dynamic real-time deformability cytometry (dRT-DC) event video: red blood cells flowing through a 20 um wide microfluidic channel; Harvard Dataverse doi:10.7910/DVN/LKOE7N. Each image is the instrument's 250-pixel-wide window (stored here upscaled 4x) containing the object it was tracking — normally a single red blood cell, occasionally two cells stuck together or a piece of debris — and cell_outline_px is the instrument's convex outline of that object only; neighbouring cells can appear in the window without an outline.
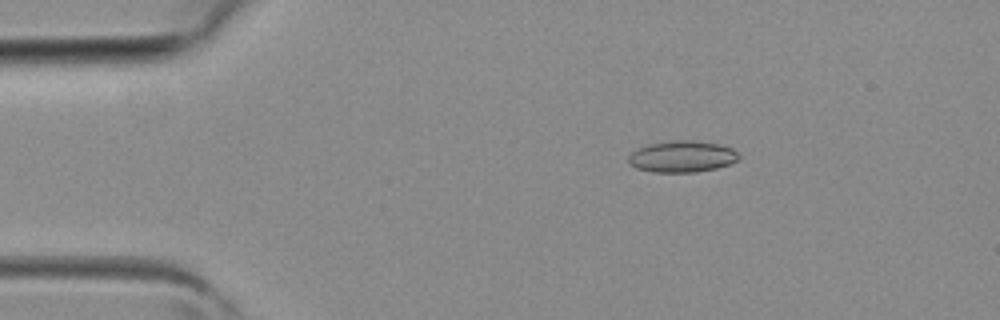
{"species": "common noctule bat (a hibernating species)", "species_latin": "Nyctalus noctula", "temperature_condition": "room temperature", "stored_images_in_passage": 2, "camera_frame_rate_fps": 3000, "um_per_image_px": 0.085, "animal": {"sex": "female", "body_mass_g": 19.3, "forearm_length_mm": 54.1}, "frame": {"image": 1, "passage_image": 1, "time_ms": 0.0, "image_size_px": [1000, 320], "cell_outline_px": [[740, 156], [732, 164], [716, 168], [696, 172], [652, 172], [636, 168], [628, 164], [628, 156], [636, 148], [648, 144], [672, 140], [692, 140], [720, 144], [732, 148]], "centroid_in_image_um": [57.95, 13.3], "position_along_channel_um": 27.0, "area_um2": 20.46}}